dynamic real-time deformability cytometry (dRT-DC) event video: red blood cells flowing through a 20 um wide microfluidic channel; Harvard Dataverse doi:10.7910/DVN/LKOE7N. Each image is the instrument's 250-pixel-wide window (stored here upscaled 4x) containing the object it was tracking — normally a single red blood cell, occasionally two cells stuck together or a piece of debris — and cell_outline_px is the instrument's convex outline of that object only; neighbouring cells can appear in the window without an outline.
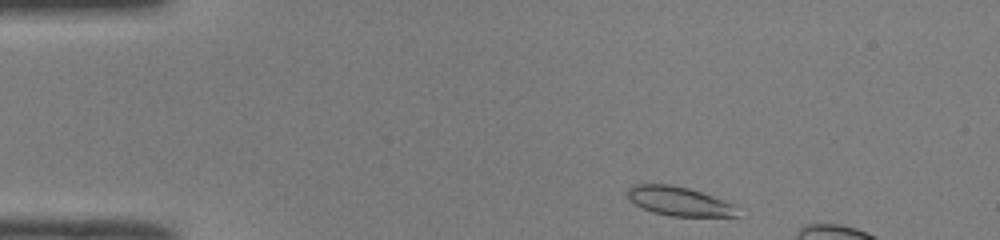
{"species": "common noctule bat (a hibernating species)", "species_latin": "Nyctalus noctula", "temperature_condition": "room temperature", "stored_images_in_passage": 8, "camera_frame_rate_fps": 3000, "um_per_image_px": 0.085, "animal": {"sex": "male", "body_mass_g": 19.0, "forearm_length_mm": 50.8}, "frame": {"image": 1, "passage_image": 1, "time_ms": 0.0, "image_size_px": [1000, 240], "cell_outline_px": [[740, 216], [668, 216], [652, 212], [636, 204], [628, 196], [628, 188], [632, 184], [672, 184], [688, 188], [724, 200], [732, 204]], "centroid_in_image_um": [57.7, 17.1], "position_along_channel_um": 27.3, "area_um2": 18.38}}